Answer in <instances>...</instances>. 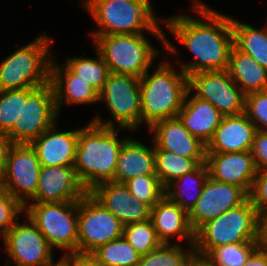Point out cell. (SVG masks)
<instances>
[{"mask_svg": "<svg viewBox=\"0 0 267 266\" xmlns=\"http://www.w3.org/2000/svg\"><path fill=\"white\" fill-rule=\"evenodd\" d=\"M183 247L162 243L158 248L141 256L139 266H191L197 259L195 248L191 246L187 252Z\"/></svg>", "mask_w": 267, "mask_h": 266, "instance_id": "obj_30", "label": "cell"}, {"mask_svg": "<svg viewBox=\"0 0 267 266\" xmlns=\"http://www.w3.org/2000/svg\"><path fill=\"white\" fill-rule=\"evenodd\" d=\"M243 266H267V252L259 246Z\"/></svg>", "mask_w": 267, "mask_h": 266, "instance_id": "obj_43", "label": "cell"}, {"mask_svg": "<svg viewBox=\"0 0 267 266\" xmlns=\"http://www.w3.org/2000/svg\"><path fill=\"white\" fill-rule=\"evenodd\" d=\"M48 266H71L70 262L63 256L56 263H52Z\"/></svg>", "mask_w": 267, "mask_h": 266, "instance_id": "obj_45", "label": "cell"}, {"mask_svg": "<svg viewBox=\"0 0 267 266\" xmlns=\"http://www.w3.org/2000/svg\"><path fill=\"white\" fill-rule=\"evenodd\" d=\"M227 71L237 86L247 95L267 90V69L259 65L251 55L231 48Z\"/></svg>", "mask_w": 267, "mask_h": 266, "instance_id": "obj_26", "label": "cell"}, {"mask_svg": "<svg viewBox=\"0 0 267 266\" xmlns=\"http://www.w3.org/2000/svg\"><path fill=\"white\" fill-rule=\"evenodd\" d=\"M25 211V206L9 192L0 188V235L5 234L18 221V215Z\"/></svg>", "mask_w": 267, "mask_h": 266, "instance_id": "obj_37", "label": "cell"}, {"mask_svg": "<svg viewBox=\"0 0 267 266\" xmlns=\"http://www.w3.org/2000/svg\"><path fill=\"white\" fill-rule=\"evenodd\" d=\"M122 223L89 192L79 200L78 252L92 253L123 236Z\"/></svg>", "mask_w": 267, "mask_h": 266, "instance_id": "obj_11", "label": "cell"}, {"mask_svg": "<svg viewBox=\"0 0 267 266\" xmlns=\"http://www.w3.org/2000/svg\"><path fill=\"white\" fill-rule=\"evenodd\" d=\"M117 127L93 122L79 129L74 168L85 189L114 181L118 154L127 139H118Z\"/></svg>", "mask_w": 267, "mask_h": 266, "instance_id": "obj_3", "label": "cell"}, {"mask_svg": "<svg viewBox=\"0 0 267 266\" xmlns=\"http://www.w3.org/2000/svg\"><path fill=\"white\" fill-rule=\"evenodd\" d=\"M189 90L212 104L223 116L245 112L246 94L226 70L199 71L189 77Z\"/></svg>", "mask_w": 267, "mask_h": 266, "instance_id": "obj_13", "label": "cell"}, {"mask_svg": "<svg viewBox=\"0 0 267 266\" xmlns=\"http://www.w3.org/2000/svg\"><path fill=\"white\" fill-rule=\"evenodd\" d=\"M254 164L259 170L267 169V131L257 130L254 136L251 149Z\"/></svg>", "mask_w": 267, "mask_h": 266, "instance_id": "obj_40", "label": "cell"}, {"mask_svg": "<svg viewBox=\"0 0 267 266\" xmlns=\"http://www.w3.org/2000/svg\"><path fill=\"white\" fill-rule=\"evenodd\" d=\"M190 94L191 91L188 90L178 117L193 136L207 145L220 125L223 115L209 102L195 95L189 98Z\"/></svg>", "mask_w": 267, "mask_h": 266, "instance_id": "obj_24", "label": "cell"}, {"mask_svg": "<svg viewBox=\"0 0 267 266\" xmlns=\"http://www.w3.org/2000/svg\"><path fill=\"white\" fill-rule=\"evenodd\" d=\"M151 0H83V6L91 13L98 30L92 37L117 34H144L143 30L159 38L169 51L177 56V50L164 36L159 21L153 14ZM160 19V20H158Z\"/></svg>", "mask_w": 267, "mask_h": 266, "instance_id": "obj_2", "label": "cell"}, {"mask_svg": "<svg viewBox=\"0 0 267 266\" xmlns=\"http://www.w3.org/2000/svg\"><path fill=\"white\" fill-rule=\"evenodd\" d=\"M41 170L37 153L31 144H12L9 148L0 188L9 192L24 206L37 191Z\"/></svg>", "mask_w": 267, "mask_h": 266, "instance_id": "obj_12", "label": "cell"}, {"mask_svg": "<svg viewBox=\"0 0 267 266\" xmlns=\"http://www.w3.org/2000/svg\"><path fill=\"white\" fill-rule=\"evenodd\" d=\"M261 215L248 198L203 224L195 232L196 257L203 260L214 248L234 243H259Z\"/></svg>", "mask_w": 267, "mask_h": 266, "instance_id": "obj_5", "label": "cell"}, {"mask_svg": "<svg viewBox=\"0 0 267 266\" xmlns=\"http://www.w3.org/2000/svg\"><path fill=\"white\" fill-rule=\"evenodd\" d=\"M245 113L259 131H267V90L246 95Z\"/></svg>", "mask_w": 267, "mask_h": 266, "instance_id": "obj_38", "label": "cell"}, {"mask_svg": "<svg viewBox=\"0 0 267 266\" xmlns=\"http://www.w3.org/2000/svg\"><path fill=\"white\" fill-rule=\"evenodd\" d=\"M191 266H208L203 260L196 259Z\"/></svg>", "mask_w": 267, "mask_h": 266, "instance_id": "obj_46", "label": "cell"}, {"mask_svg": "<svg viewBox=\"0 0 267 266\" xmlns=\"http://www.w3.org/2000/svg\"><path fill=\"white\" fill-rule=\"evenodd\" d=\"M248 198L249 195L242 188L217 182L209 176L199 199L188 213L191 228L196 232L203 224L243 204Z\"/></svg>", "mask_w": 267, "mask_h": 266, "instance_id": "obj_15", "label": "cell"}, {"mask_svg": "<svg viewBox=\"0 0 267 266\" xmlns=\"http://www.w3.org/2000/svg\"><path fill=\"white\" fill-rule=\"evenodd\" d=\"M259 243L260 246L267 252V213L261 216Z\"/></svg>", "mask_w": 267, "mask_h": 266, "instance_id": "obj_44", "label": "cell"}, {"mask_svg": "<svg viewBox=\"0 0 267 266\" xmlns=\"http://www.w3.org/2000/svg\"><path fill=\"white\" fill-rule=\"evenodd\" d=\"M26 88L0 90V131L8 133L15 121L22 117Z\"/></svg>", "mask_w": 267, "mask_h": 266, "instance_id": "obj_36", "label": "cell"}, {"mask_svg": "<svg viewBox=\"0 0 267 266\" xmlns=\"http://www.w3.org/2000/svg\"><path fill=\"white\" fill-rule=\"evenodd\" d=\"M11 145L12 142L9 135L6 132L0 131V179L5 169L7 154Z\"/></svg>", "mask_w": 267, "mask_h": 266, "instance_id": "obj_42", "label": "cell"}, {"mask_svg": "<svg viewBox=\"0 0 267 266\" xmlns=\"http://www.w3.org/2000/svg\"><path fill=\"white\" fill-rule=\"evenodd\" d=\"M57 122L36 138L35 149L41 166H74L79 129L58 131Z\"/></svg>", "mask_w": 267, "mask_h": 266, "instance_id": "obj_21", "label": "cell"}, {"mask_svg": "<svg viewBox=\"0 0 267 266\" xmlns=\"http://www.w3.org/2000/svg\"><path fill=\"white\" fill-rule=\"evenodd\" d=\"M131 195L139 202L148 205L151 209L165 195V188L162 186L157 175H141L129 179L123 183Z\"/></svg>", "mask_w": 267, "mask_h": 266, "instance_id": "obj_35", "label": "cell"}, {"mask_svg": "<svg viewBox=\"0 0 267 266\" xmlns=\"http://www.w3.org/2000/svg\"><path fill=\"white\" fill-rule=\"evenodd\" d=\"M79 201L26 204L25 215L53 248L78 252Z\"/></svg>", "mask_w": 267, "mask_h": 266, "instance_id": "obj_8", "label": "cell"}, {"mask_svg": "<svg viewBox=\"0 0 267 266\" xmlns=\"http://www.w3.org/2000/svg\"><path fill=\"white\" fill-rule=\"evenodd\" d=\"M208 177V167L206 163H202L194 171L186 173L169 184L165 188V195L189 213L199 199ZM192 192L195 193L193 194Z\"/></svg>", "mask_w": 267, "mask_h": 266, "instance_id": "obj_27", "label": "cell"}, {"mask_svg": "<svg viewBox=\"0 0 267 266\" xmlns=\"http://www.w3.org/2000/svg\"><path fill=\"white\" fill-rule=\"evenodd\" d=\"M89 193L123 226L150 219L151 208L133 197L123 183H101Z\"/></svg>", "mask_w": 267, "mask_h": 266, "instance_id": "obj_18", "label": "cell"}, {"mask_svg": "<svg viewBox=\"0 0 267 266\" xmlns=\"http://www.w3.org/2000/svg\"><path fill=\"white\" fill-rule=\"evenodd\" d=\"M111 73L141 78L160 54L144 34H117L92 37Z\"/></svg>", "mask_w": 267, "mask_h": 266, "instance_id": "obj_7", "label": "cell"}, {"mask_svg": "<svg viewBox=\"0 0 267 266\" xmlns=\"http://www.w3.org/2000/svg\"><path fill=\"white\" fill-rule=\"evenodd\" d=\"M157 67L139 78L141 124L148 128L156 121L177 117L189 90V78L181 68L178 73L166 61Z\"/></svg>", "mask_w": 267, "mask_h": 266, "instance_id": "obj_4", "label": "cell"}, {"mask_svg": "<svg viewBox=\"0 0 267 266\" xmlns=\"http://www.w3.org/2000/svg\"><path fill=\"white\" fill-rule=\"evenodd\" d=\"M63 256L71 266H106L93 253L72 252Z\"/></svg>", "mask_w": 267, "mask_h": 266, "instance_id": "obj_41", "label": "cell"}, {"mask_svg": "<svg viewBox=\"0 0 267 266\" xmlns=\"http://www.w3.org/2000/svg\"><path fill=\"white\" fill-rule=\"evenodd\" d=\"M149 129L154 135V148L186 158H206V144L193 136L178 116L156 121Z\"/></svg>", "mask_w": 267, "mask_h": 266, "instance_id": "obj_19", "label": "cell"}, {"mask_svg": "<svg viewBox=\"0 0 267 266\" xmlns=\"http://www.w3.org/2000/svg\"><path fill=\"white\" fill-rule=\"evenodd\" d=\"M150 220L155 228L158 239L170 244V237L186 239L189 246H194L195 232L189 223V214L177 203L164 195L151 209Z\"/></svg>", "mask_w": 267, "mask_h": 266, "instance_id": "obj_22", "label": "cell"}, {"mask_svg": "<svg viewBox=\"0 0 267 266\" xmlns=\"http://www.w3.org/2000/svg\"><path fill=\"white\" fill-rule=\"evenodd\" d=\"M1 239L10 257L6 265L11 261L17 266H48L54 262L52 247L28 217L23 224L15 223Z\"/></svg>", "mask_w": 267, "mask_h": 266, "instance_id": "obj_14", "label": "cell"}, {"mask_svg": "<svg viewBox=\"0 0 267 266\" xmlns=\"http://www.w3.org/2000/svg\"><path fill=\"white\" fill-rule=\"evenodd\" d=\"M50 82L54 89L58 113L63 103L76 105L100 102L99 92L94 87L74 74L66 65L59 66L53 59L50 65Z\"/></svg>", "mask_w": 267, "mask_h": 266, "instance_id": "obj_23", "label": "cell"}, {"mask_svg": "<svg viewBox=\"0 0 267 266\" xmlns=\"http://www.w3.org/2000/svg\"><path fill=\"white\" fill-rule=\"evenodd\" d=\"M140 98V79L138 77L110 72L99 93V100L105 102L113 120L103 122L101 116L97 115L91 122L113 128L118 123L120 129L134 131L141 125Z\"/></svg>", "mask_w": 267, "mask_h": 266, "instance_id": "obj_9", "label": "cell"}, {"mask_svg": "<svg viewBox=\"0 0 267 266\" xmlns=\"http://www.w3.org/2000/svg\"><path fill=\"white\" fill-rule=\"evenodd\" d=\"M54 89L51 82L36 88H26L21 119L7 133L12 144H31L57 122Z\"/></svg>", "mask_w": 267, "mask_h": 266, "instance_id": "obj_10", "label": "cell"}, {"mask_svg": "<svg viewBox=\"0 0 267 266\" xmlns=\"http://www.w3.org/2000/svg\"><path fill=\"white\" fill-rule=\"evenodd\" d=\"M260 243H234L214 248L203 261L208 266H243Z\"/></svg>", "mask_w": 267, "mask_h": 266, "instance_id": "obj_33", "label": "cell"}, {"mask_svg": "<svg viewBox=\"0 0 267 266\" xmlns=\"http://www.w3.org/2000/svg\"><path fill=\"white\" fill-rule=\"evenodd\" d=\"M249 199L261 216L267 213V169L257 171Z\"/></svg>", "mask_w": 267, "mask_h": 266, "instance_id": "obj_39", "label": "cell"}, {"mask_svg": "<svg viewBox=\"0 0 267 266\" xmlns=\"http://www.w3.org/2000/svg\"><path fill=\"white\" fill-rule=\"evenodd\" d=\"M232 29L234 45L267 69V24L263 29H255L232 18Z\"/></svg>", "mask_w": 267, "mask_h": 266, "instance_id": "obj_28", "label": "cell"}, {"mask_svg": "<svg viewBox=\"0 0 267 266\" xmlns=\"http://www.w3.org/2000/svg\"><path fill=\"white\" fill-rule=\"evenodd\" d=\"M205 163L215 181L236 185L249 195L257 173L251 151L206 152Z\"/></svg>", "mask_w": 267, "mask_h": 266, "instance_id": "obj_17", "label": "cell"}, {"mask_svg": "<svg viewBox=\"0 0 267 266\" xmlns=\"http://www.w3.org/2000/svg\"><path fill=\"white\" fill-rule=\"evenodd\" d=\"M53 39L41 35L0 64V90L36 88L50 82Z\"/></svg>", "mask_w": 267, "mask_h": 266, "instance_id": "obj_6", "label": "cell"}, {"mask_svg": "<svg viewBox=\"0 0 267 266\" xmlns=\"http://www.w3.org/2000/svg\"><path fill=\"white\" fill-rule=\"evenodd\" d=\"M123 236L141 256L162 244L150 219L125 225Z\"/></svg>", "mask_w": 267, "mask_h": 266, "instance_id": "obj_34", "label": "cell"}, {"mask_svg": "<svg viewBox=\"0 0 267 266\" xmlns=\"http://www.w3.org/2000/svg\"><path fill=\"white\" fill-rule=\"evenodd\" d=\"M195 12L205 20L183 14L171 16L163 22L175 38L195 56L193 63H179L189 77L199 71L226 70L234 45L232 18L193 0Z\"/></svg>", "mask_w": 267, "mask_h": 266, "instance_id": "obj_1", "label": "cell"}, {"mask_svg": "<svg viewBox=\"0 0 267 266\" xmlns=\"http://www.w3.org/2000/svg\"><path fill=\"white\" fill-rule=\"evenodd\" d=\"M88 191L73 166H41L33 203L79 201Z\"/></svg>", "mask_w": 267, "mask_h": 266, "instance_id": "obj_16", "label": "cell"}, {"mask_svg": "<svg viewBox=\"0 0 267 266\" xmlns=\"http://www.w3.org/2000/svg\"><path fill=\"white\" fill-rule=\"evenodd\" d=\"M257 129L246 113L223 116L206 152L231 153L251 151Z\"/></svg>", "mask_w": 267, "mask_h": 266, "instance_id": "obj_20", "label": "cell"}, {"mask_svg": "<svg viewBox=\"0 0 267 266\" xmlns=\"http://www.w3.org/2000/svg\"><path fill=\"white\" fill-rule=\"evenodd\" d=\"M154 153L156 175L164 188L206 161V158H186L160 148H154Z\"/></svg>", "mask_w": 267, "mask_h": 266, "instance_id": "obj_29", "label": "cell"}, {"mask_svg": "<svg viewBox=\"0 0 267 266\" xmlns=\"http://www.w3.org/2000/svg\"><path fill=\"white\" fill-rule=\"evenodd\" d=\"M92 253L106 266H139L141 258L124 236L99 246Z\"/></svg>", "mask_w": 267, "mask_h": 266, "instance_id": "obj_32", "label": "cell"}, {"mask_svg": "<svg viewBox=\"0 0 267 266\" xmlns=\"http://www.w3.org/2000/svg\"><path fill=\"white\" fill-rule=\"evenodd\" d=\"M96 58L71 57L67 58L65 65L77 76L88 82L99 93L102 91L110 73L107 64L100 52L96 49Z\"/></svg>", "mask_w": 267, "mask_h": 266, "instance_id": "obj_31", "label": "cell"}, {"mask_svg": "<svg viewBox=\"0 0 267 266\" xmlns=\"http://www.w3.org/2000/svg\"><path fill=\"white\" fill-rule=\"evenodd\" d=\"M141 175H156L154 147L127 138L118 154L114 182L124 183Z\"/></svg>", "mask_w": 267, "mask_h": 266, "instance_id": "obj_25", "label": "cell"}]
</instances>
